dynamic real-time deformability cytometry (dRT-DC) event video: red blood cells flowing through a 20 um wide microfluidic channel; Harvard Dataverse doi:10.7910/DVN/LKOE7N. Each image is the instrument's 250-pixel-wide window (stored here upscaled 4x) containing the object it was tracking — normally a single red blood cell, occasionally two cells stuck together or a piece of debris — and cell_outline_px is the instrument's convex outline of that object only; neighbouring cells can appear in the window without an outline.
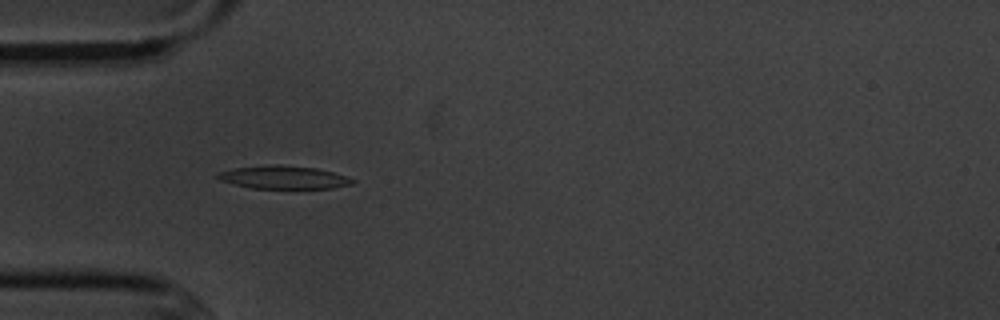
{"species": "common noctule bat (a hibernating species)", "species_latin": "Nyctalus noctula", "temperature_condition": "cold", "stored_images_in_passage": 7, "camera_frame_rate_fps": 3000, "um_per_image_px": 0.085, "animal": {"sex": "male", "body_mass_g": 20.1, "forearm_length_mm": 53.5}, "frame": {"image": 1, "passage_image": 6, "time_ms": 6.667, "image_size_px": [1000, 320], "cell_outline_px": [[356, 180], [352, 184], [332, 188], [252, 188], [220, 180], [216, 176], [216, 172], [236, 168], [276, 164], [280, 164], [316, 168], [332, 172]], "centroid_in_image_um": [24.1, 15.07], "position_along_channel_um": 60.9, "area_um2": 17.86}}
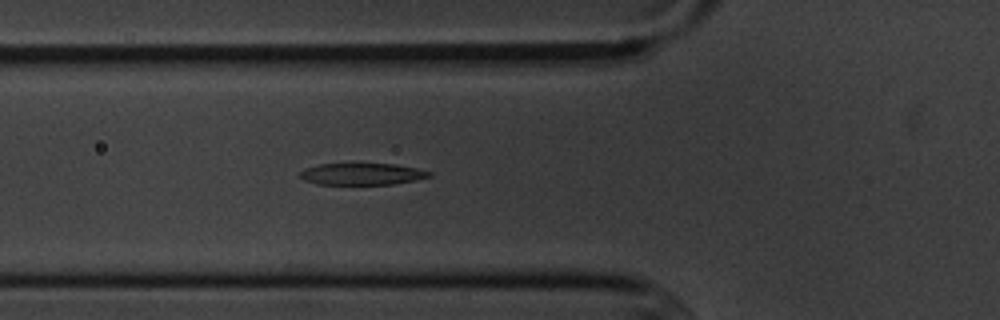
{"frame": {"image": 2, "passage_image": 7, "time_ms": 7.667, "image_size_px": [1000, 320], "cell_outline_px": [[432, 176], [416, 180], [392, 184], [316, 184], [304, 180], [300, 176], [300, 172], [304, 168], [320, 164], [396, 164], [416, 168], [432, 172]], "centroid_in_image_um": [30.78, 14.79], "position_along_channel_um": 95.0, "area_um2": 16.3}}